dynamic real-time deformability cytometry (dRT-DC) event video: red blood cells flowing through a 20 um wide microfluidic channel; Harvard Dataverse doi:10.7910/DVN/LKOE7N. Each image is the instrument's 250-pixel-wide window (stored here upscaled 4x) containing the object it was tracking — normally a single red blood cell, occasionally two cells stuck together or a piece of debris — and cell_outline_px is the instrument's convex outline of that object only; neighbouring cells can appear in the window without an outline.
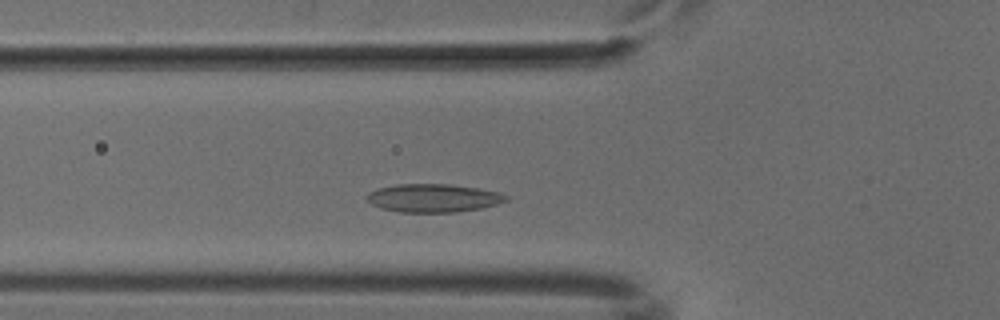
{"species": "common noctule bat (a hibernating species)", "species_latin": "Nyctalus noctula", "temperature_condition": "cold", "stored_images_in_passage": 43, "camera_frame_rate_fps": 3000, "um_per_image_px": 0.085, "animal": {"sex": "male", "body_mass_g": 18.8}, "frame": {"image": 1, "passage_image": 9, "time_ms": 2.667, "image_size_px": [1000, 320], "cell_outline_px": [[508, 200], [496, 204], [480, 208], [456, 212], [400, 212], [380, 208], [364, 200], [364, 196], [368, 192], [376, 188], [396, 184], [448, 184], [476, 188], [500, 192], [508, 196]], "centroid_in_image_um": [36.76, 16.83], "position_along_channel_um": 89.0, "area_um2": 23.06}}
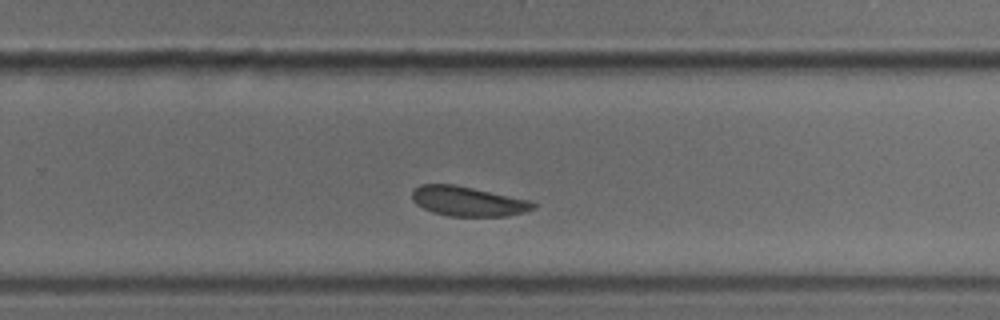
{"frame": {"image": 2, "passage_image": 25, "time_ms": 8.0, "image_size_px": [1000, 320], "cell_outline_px": [[536, 208], [524, 212], [508, 216], [448, 216], [432, 212], [416, 204], [412, 200], [412, 192], [420, 184], [452, 184], [532, 200], [536, 204]], "centroid_in_image_um": [39.8, 17.11], "position_along_channel_um": 290.0, "area_um2": 20.98}}
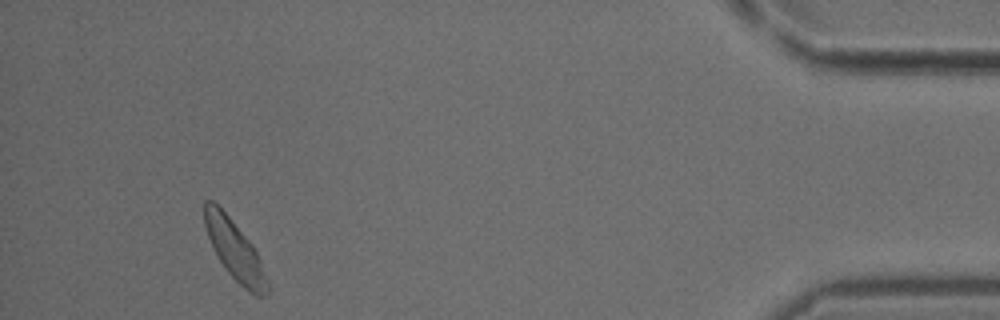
{"frame": {"image": 3, "passage_image": 40, "time_ms": 13.0, "image_size_px": [1000, 320], "cell_outline_px": [[268, 292], [264, 296], [256, 296], [248, 292], [228, 272], [220, 260], [208, 236], [204, 224], [204, 200], [212, 200], [228, 216], [252, 244], [260, 260], [268, 280]], "centroid_in_image_um": [19.97, 21.28], "position_along_channel_um": 415.2, "area_um2": 21.21}}